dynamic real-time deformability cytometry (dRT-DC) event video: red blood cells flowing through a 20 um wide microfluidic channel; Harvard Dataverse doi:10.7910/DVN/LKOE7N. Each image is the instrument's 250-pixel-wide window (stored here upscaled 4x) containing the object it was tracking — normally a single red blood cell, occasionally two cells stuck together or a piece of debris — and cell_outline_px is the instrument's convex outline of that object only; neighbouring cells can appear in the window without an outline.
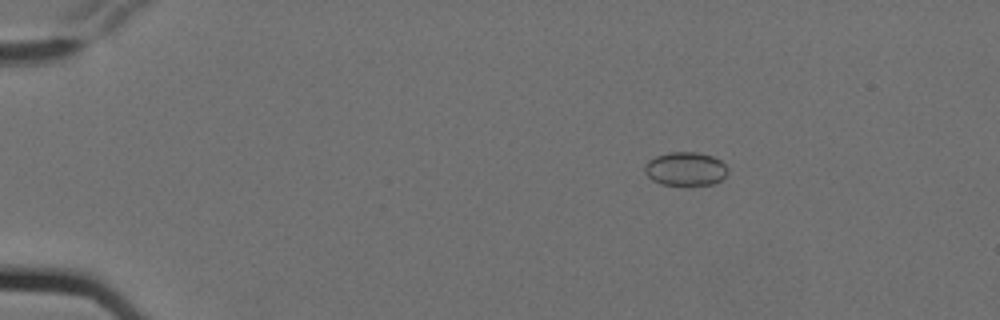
{"species": "Egyptian fruit bat (a non-hibernating species)", "species_latin": "Rousettus aegyptiacus", "temperature_condition": "cold", "stored_images_in_passage": 6, "camera_frame_rate_fps": 3000, "um_per_image_px": 0.085, "animal": {"sex": "female"}, "frame": {"image": 1, "passage_image": 4, "time_ms": 1.0, "image_size_px": [1000, 320], "cell_outline_px": [[728, 172], [720, 180], [712, 184], [692, 188], [684, 188], [660, 184], [652, 180], [644, 172], [644, 164], [648, 160], [656, 156], [668, 152], [696, 152], [712, 156], [720, 160], [728, 168]], "centroid_in_image_um": [58.24, 14.41], "position_along_channel_um": 26.8, "area_um2": 17.05}}